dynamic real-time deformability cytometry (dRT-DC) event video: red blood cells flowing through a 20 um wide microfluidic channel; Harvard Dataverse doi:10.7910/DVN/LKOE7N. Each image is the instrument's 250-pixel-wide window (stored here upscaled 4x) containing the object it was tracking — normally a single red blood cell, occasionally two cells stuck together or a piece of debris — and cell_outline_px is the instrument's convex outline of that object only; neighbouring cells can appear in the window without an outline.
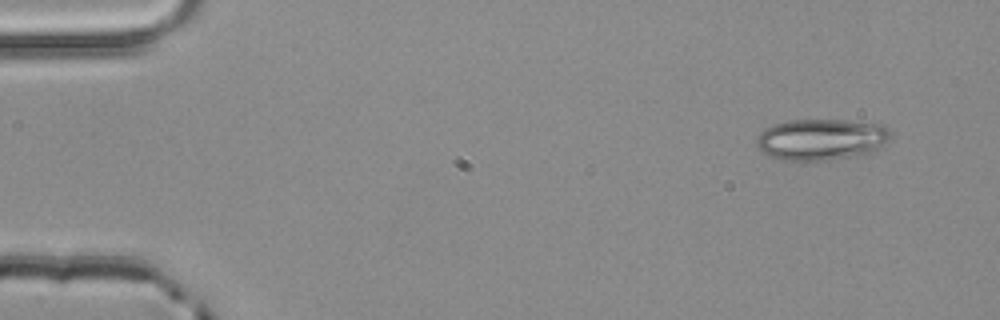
{"species": "common noctule bat (a hibernating species)", "species_latin": "Nyctalus noctula", "temperature_condition": "room temperature", "stored_images_in_passage": 3, "camera_frame_rate_fps": 3000, "um_per_image_px": 0.085, "animal": {"sex": "male", "body_mass_g": 20.4}, "frame": {"image": 1, "passage_image": 1, "time_ms": 0.0, "image_size_px": [1000, 320], "cell_outline_px": [[888, 140], [884, 144], [872, 152], [856, 156], [828, 160], [784, 160], [768, 156], [756, 148], [756, 140], [760, 132], [764, 128], [772, 124], [792, 120], [844, 120], [880, 124], [888, 132]], "centroid_in_image_um": [69.73, 11.86], "position_along_channel_um": 15.3, "area_um2": 32.19}}